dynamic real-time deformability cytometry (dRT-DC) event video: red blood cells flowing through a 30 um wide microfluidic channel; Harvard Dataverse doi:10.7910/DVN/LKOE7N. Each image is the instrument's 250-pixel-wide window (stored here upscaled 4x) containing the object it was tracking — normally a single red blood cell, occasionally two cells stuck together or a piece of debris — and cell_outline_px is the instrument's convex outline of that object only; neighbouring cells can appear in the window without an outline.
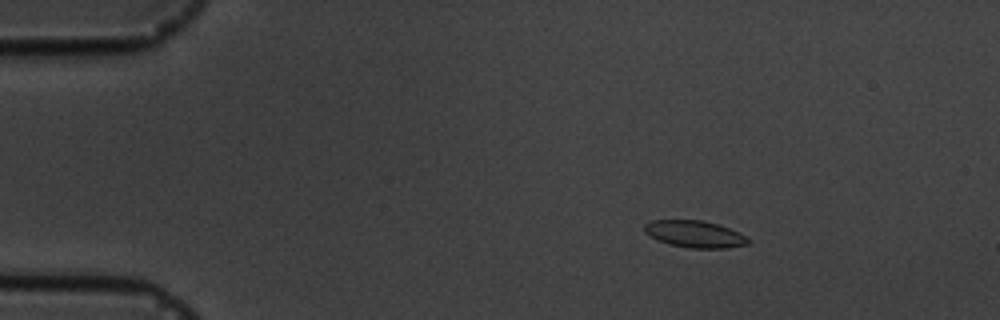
{"species": "common noctule bat (a hibernating species)", "species_latin": "Nyctalus noctula", "temperature_condition": "cold", "stored_images_in_passage": 6, "camera_frame_rate_fps": 3000, "um_per_image_px": 0.085, "animal": {"sex": "male", "body_mass_g": 19.5, "forearm_length_mm": 54.6}, "frame": {"image": 1, "passage_image": 3, "time_ms": 2.333, "image_size_px": [1000, 320], "cell_outline_px": [[752, 240], [748, 244], [728, 248], [688, 248], [668, 244], [644, 232], [644, 224], [652, 220], [704, 220], [740, 232], [748, 236]], "centroid_in_image_um": [59.11, 19.9], "position_along_channel_um": 25.9, "area_um2": 16.36}}
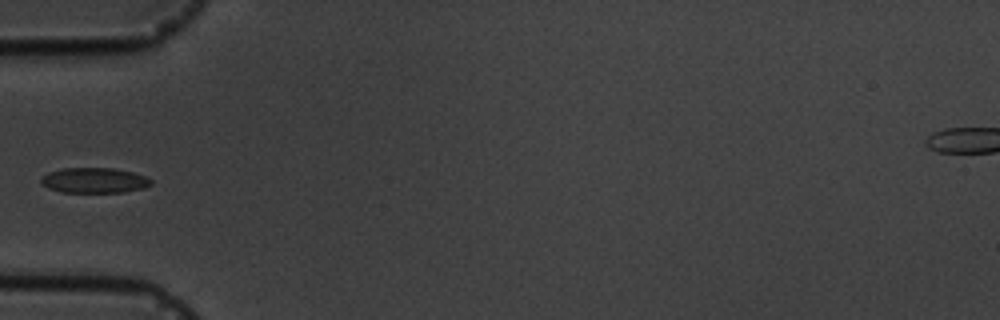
{"frame": {"image": 2, "passage_image": 6, "time_ms": 5.667, "image_size_px": [1000, 320], "cell_outline_px": [[152, 184], [144, 188], [124, 192], [60, 192], [48, 188], [40, 184], [40, 176], [48, 172], [60, 168], [116, 168], [132, 172], [144, 176], [152, 180]], "centroid_in_image_um": [7.96, 15.33], "position_along_channel_um": 77.0, "area_um2": 16.42}}